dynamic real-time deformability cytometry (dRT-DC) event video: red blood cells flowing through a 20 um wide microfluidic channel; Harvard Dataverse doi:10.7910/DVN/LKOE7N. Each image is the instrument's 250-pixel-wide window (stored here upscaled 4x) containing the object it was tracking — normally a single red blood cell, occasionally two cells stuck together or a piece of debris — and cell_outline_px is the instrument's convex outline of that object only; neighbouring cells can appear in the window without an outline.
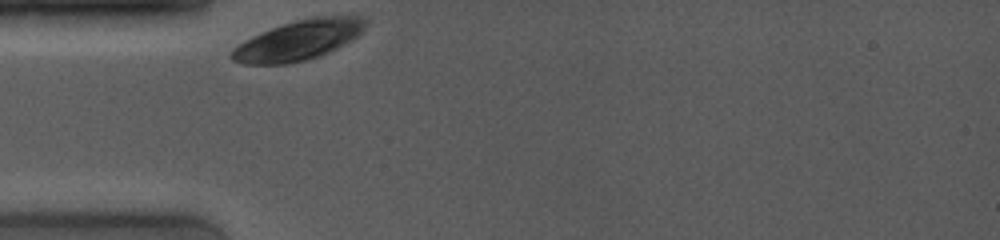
{"species": "common noctule bat (a hibernating species)", "species_latin": "Nyctalus noctula", "temperature_condition": "room temperature", "stored_images_in_passage": 2, "camera_frame_rate_fps": 4000, "um_per_image_px": 0.085, "animal": {"sex": "female", "body_mass_g": 19.0, "forearm_length_mm": 53.3}, "frame": {"image": 1, "passage_image": 1, "time_ms": 0.0, "image_size_px": [1000, 240], "cell_outline_px": [[364, 28], [352, 40], [320, 56], [288, 64], [244, 64], [232, 60], [228, 56], [244, 40], [260, 32], [296, 20], [312, 16], [360, 16], [364, 20]], "centroid_in_image_um": [25.35, 3.42], "position_along_channel_um": 59.7, "area_um2": 30.69}}